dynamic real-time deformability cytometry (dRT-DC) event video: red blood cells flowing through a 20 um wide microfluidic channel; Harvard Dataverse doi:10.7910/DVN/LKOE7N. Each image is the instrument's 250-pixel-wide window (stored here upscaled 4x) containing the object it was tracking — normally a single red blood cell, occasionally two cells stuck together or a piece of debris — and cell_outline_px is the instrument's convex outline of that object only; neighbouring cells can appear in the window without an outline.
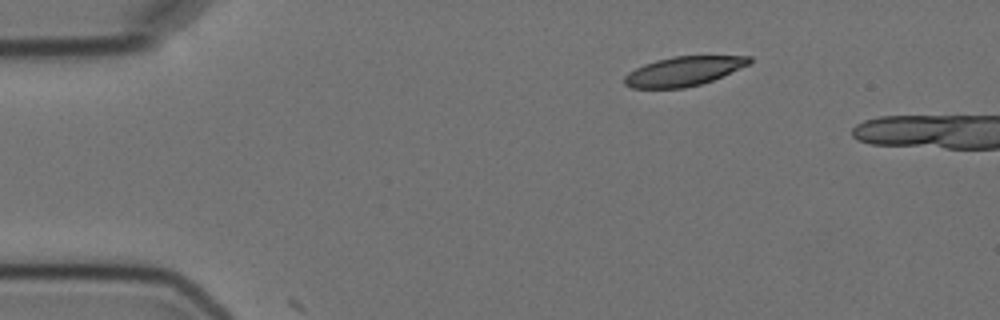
{"species": "Egyptian fruit bat (a non-hibernating species)", "species_latin": "Rousettus aegyptiacus", "temperature_condition": "cold", "stored_images_in_passage": 2, "camera_frame_rate_fps": 3000, "um_per_image_px": 0.085, "animal": {"sex": "female"}, "frame": {"image": 1, "passage_image": 2, "time_ms": 2.333, "image_size_px": [1000, 320], "cell_outline_px": [[752, 60], [748, 64], [712, 80], [700, 84], [684, 88], [632, 88], [624, 84], [624, 76], [628, 72], [644, 64], [656, 60], [672, 56], [752, 56]], "centroid_in_image_um": [58.05, 6.05], "position_along_channel_um": 26.9, "area_um2": 21.15}}